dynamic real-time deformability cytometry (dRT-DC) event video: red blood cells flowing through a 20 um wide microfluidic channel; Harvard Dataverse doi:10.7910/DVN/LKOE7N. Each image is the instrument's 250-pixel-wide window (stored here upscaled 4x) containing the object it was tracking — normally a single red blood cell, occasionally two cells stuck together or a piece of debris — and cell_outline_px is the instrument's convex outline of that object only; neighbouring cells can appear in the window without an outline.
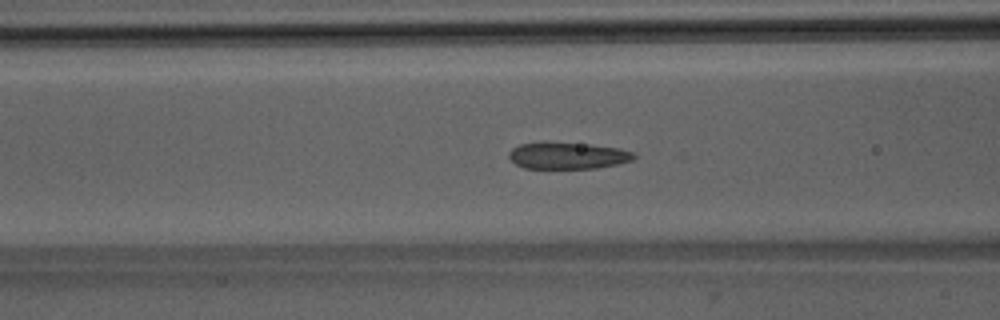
{"species": "Egyptian fruit bat (a non-hibernating species)", "species_latin": "Rousettus aegyptiacus", "temperature_condition": "room temperature", "stored_images_in_passage": 52, "camera_frame_rate_fps": 3000, "um_per_image_px": 0.085, "animal": {"sex": "male"}, "frame": {"image": 1, "passage_image": 21, "time_ms": 6.667, "image_size_px": [1000, 320], "cell_outline_px": [[636, 156], [632, 160], [616, 164], [596, 168], [524, 168], [516, 164], [508, 156], [508, 152], [512, 148], [520, 144], [544, 140], [592, 144], [620, 148], [632, 152]], "centroid_in_image_um": [48.21, 13.19], "position_along_channel_um": 118.4, "area_um2": 19.88}}
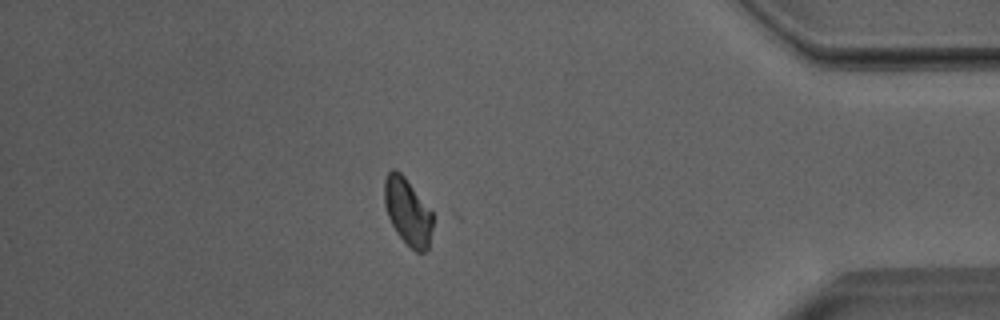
{"frame": {"image": 2, "passage_image": 45, "time_ms": 14.667, "image_size_px": [1000, 320], "cell_outline_px": [[432, 228], [428, 248], [424, 252], [416, 252], [396, 232], [388, 216], [384, 204], [384, 180], [388, 172], [392, 168], [396, 168], [404, 176], [432, 212]], "centroid_in_image_um": [34.63, 17.96], "position_along_channel_um": 400.6, "area_um2": 18.61}}
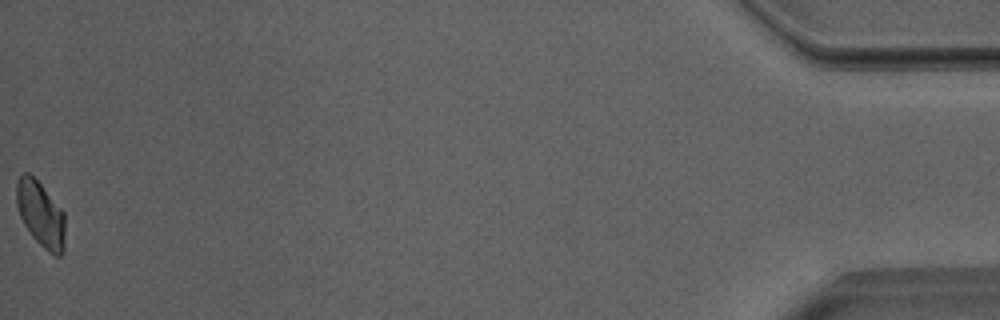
{"frame": {"image": 3, "passage_image": 52, "time_ms": 17.0, "image_size_px": [1000, 320], "cell_outline_px": [[64, 252], [60, 256], [52, 256], [32, 236], [24, 224], [20, 216], [16, 204], [16, 184], [20, 176], [24, 172], [28, 172], [40, 184], [64, 212]], "centroid_in_image_um": [3.45, 18.23], "position_along_channel_um": 431.7, "area_um2": 18.44}}